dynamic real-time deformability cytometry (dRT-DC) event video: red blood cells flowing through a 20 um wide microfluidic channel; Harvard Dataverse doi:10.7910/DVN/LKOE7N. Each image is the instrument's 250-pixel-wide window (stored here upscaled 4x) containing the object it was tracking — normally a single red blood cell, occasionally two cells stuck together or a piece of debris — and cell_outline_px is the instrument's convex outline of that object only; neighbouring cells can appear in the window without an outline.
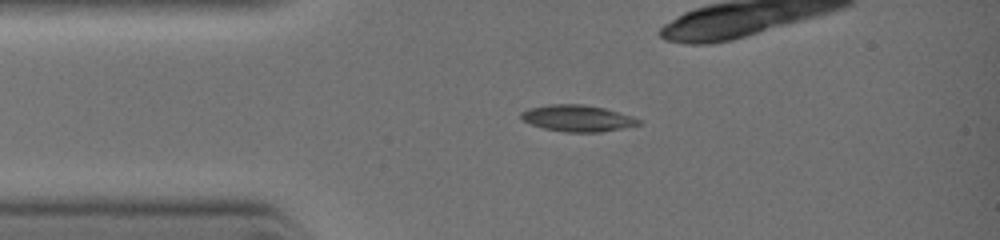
{"species": "common noctule bat (a hibernating species)", "species_latin": "Nyctalus noctula", "temperature_condition": "warm", "stored_images_in_passage": 12, "camera_frame_rate_fps": 3000, "um_per_image_px": 0.085, "animal": {"sex": "female", "body_mass_g": 19.0, "forearm_length_mm": 51.5}, "frame": {"image": 1, "passage_image": 1, "time_ms": 0.0, "image_size_px": [1000, 240], "cell_outline_px": [[640, 124], [600, 132], [568, 132], [544, 128], [532, 124], [524, 120], [520, 116], [520, 112], [528, 108], [548, 104], [584, 104], [604, 108], [632, 116], [640, 120]], "centroid_in_image_um": [49.06, 10.04], "position_along_channel_um": 35.9, "area_um2": 17.92}}
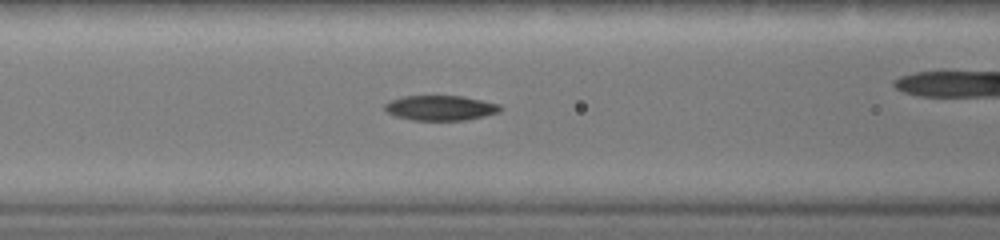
{"frame": {"image": 2, "passage_image": 8, "time_ms": 2.0, "image_size_px": [1000, 240], "cell_outline_px": [[504, 108], [500, 112], [484, 116], [464, 120], [412, 120], [396, 116], [388, 112], [384, 108], [384, 104], [392, 100], [404, 96], [464, 96], [500, 104]], "centroid_in_image_um": [37.49, 9.17], "position_along_channel_um": 129.1, "area_um2": 16.82}}
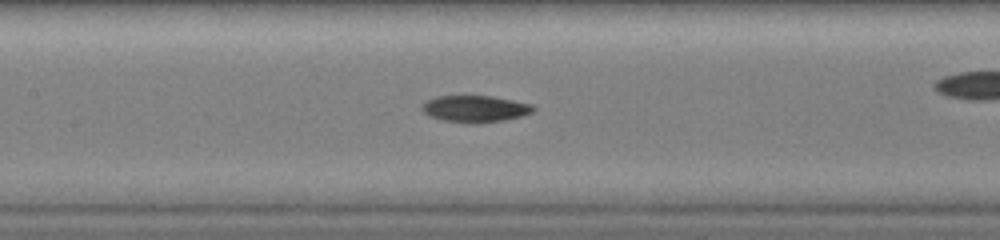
{"frame": {"image": 3, "passage_image": 10, "time_ms": 2.667, "image_size_px": [1000, 240], "cell_outline_px": [[536, 108], [532, 112], [520, 116], [500, 120], [444, 120], [432, 116], [424, 112], [420, 108], [428, 100], [436, 96], [492, 96], [532, 104]], "centroid_in_image_um": [40.4, 9.18], "position_along_channel_um": 167.0, "area_um2": 16.18}}